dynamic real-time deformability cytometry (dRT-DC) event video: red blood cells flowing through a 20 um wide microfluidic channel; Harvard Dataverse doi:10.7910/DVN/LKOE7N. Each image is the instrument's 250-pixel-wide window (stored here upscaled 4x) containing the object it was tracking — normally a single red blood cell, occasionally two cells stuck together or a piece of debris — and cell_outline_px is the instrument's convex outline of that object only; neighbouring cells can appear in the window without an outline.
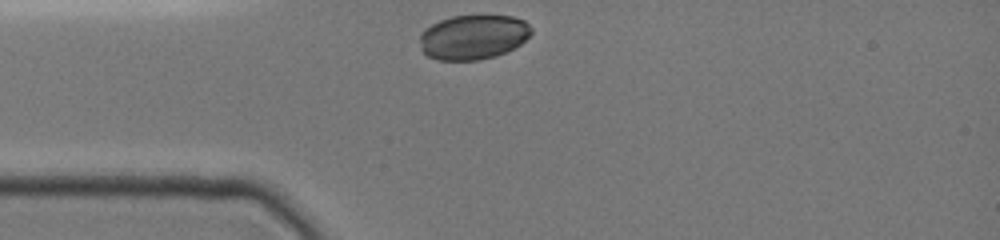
{"species": "common noctule bat (a hibernating species)", "species_latin": "Nyctalus noctula", "temperature_condition": "cold", "stored_images_in_passage": 29, "camera_frame_rate_fps": 3000, "um_per_image_px": 0.085, "animal": {"sex": "female", "body_mass_g": 19.0, "forearm_length_mm": 51.5}, "frame": {"image": 1, "passage_image": 1, "time_ms": 0.0, "image_size_px": [1000, 240], "cell_outline_px": [[532, 32], [520, 44], [496, 56], [476, 60], [440, 60], [428, 56], [420, 48], [420, 36], [424, 28], [440, 20], [452, 16], [512, 16], [524, 20], [532, 28]], "centroid_in_image_um": [40.2, 3.15], "position_along_channel_um": 44.8, "area_um2": 28.84}}
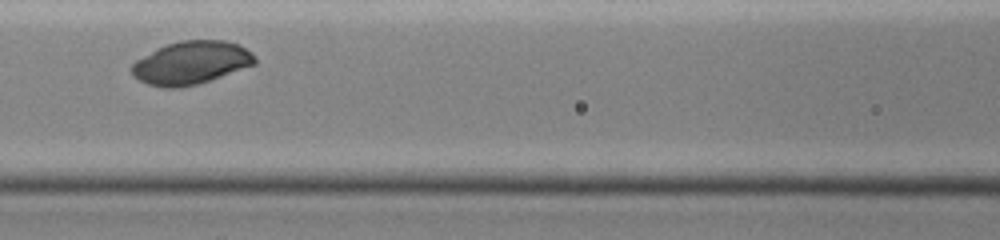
{"frame": {"image": 2, "passage_image": 10, "time_ms": 3.0, "image_size_px": [1000, 240], "cell_outline_px": [[256, 64], [196, 84], [176, 88], [164, 88], [148, 84], [140, 80], [128, 68], [136, 60], [156, 48], [180, 40], [224, 40], [240, 44], [252, 52], [256, 56]], "centroid_in_image_um": [16.25, 5.32], "position_along_channel_um": 150.4, "area_um2": 30.81}}
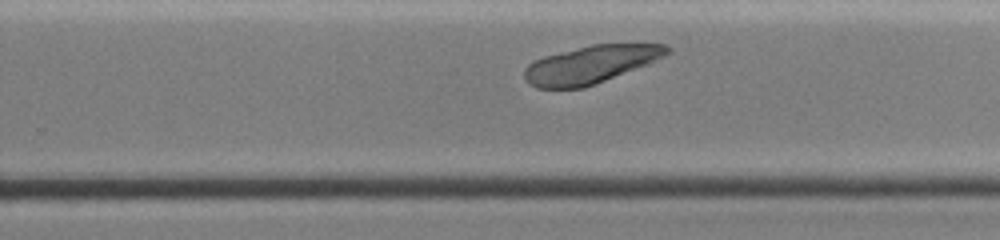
{"frame": {"image": 3, "passage_image": 20, "time_ms": 6.333, "image_size_px": [1000, 240], "cell_outline_px": [[672, 52], [648, 64], [584, 88], [536, 88], [524, 76], [524, 68], [528, 64], [544, 56], [592, 44], [668, 44], [672, 48]], "centroid_in_image_um": [50.25, 5.47], "position_along_channel_um": 279.6, "area_um2": 31.15}}